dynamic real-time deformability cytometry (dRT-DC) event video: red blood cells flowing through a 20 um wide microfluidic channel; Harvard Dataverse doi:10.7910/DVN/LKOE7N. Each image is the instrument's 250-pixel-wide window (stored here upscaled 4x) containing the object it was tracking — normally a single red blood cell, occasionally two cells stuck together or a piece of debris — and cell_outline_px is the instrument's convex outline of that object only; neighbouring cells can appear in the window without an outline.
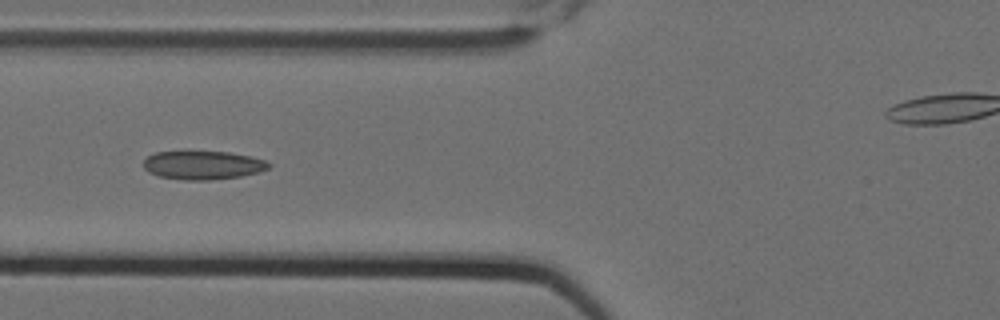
{"species": "Egyptian fruit bat (a non-hibernating species)", "species_latin": "Rousettus aegyptiacus", "temperature_condition": "cold", "stored_images_in_passage": 8, "camera_frame_rate_fps": 3000, "um_per_image_px": 0.085, "animal": {"sex": "female"}, "frame": {"image": 1, "passage_image": 7, "time_ms": 2.0, "image_size_px": [1000, 320], "cell_outline_px": [[272, 164], [268, 168], [260, 172], [240, 176], [208, 180], [184, 180], [160, 176], [148, 172], [144, 168], [144, 160], [148, 156], [156, 152], [228, 152], [252, 156], [264, 160]], "centroid_in_image_um": [17.27, 14.04], "position_along_channel_um": 108.5, "area_um2": 20.69}}
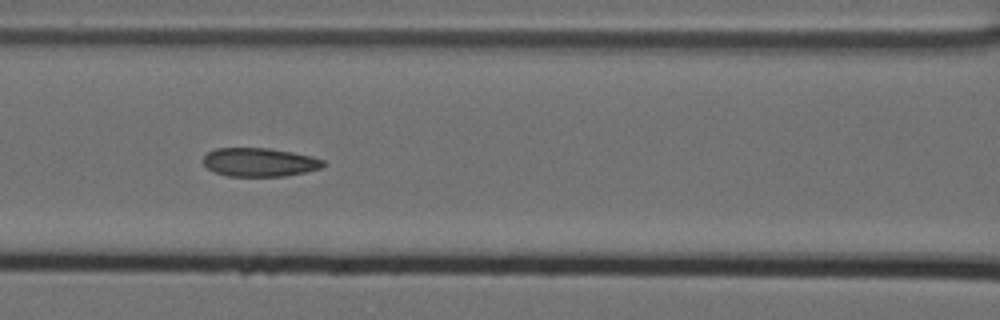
{"frame": {"image": 2, "passage_image": 8, "time_ms": 2.333, "image_size_px": [1000, 320], "cell_outline_px": [[324, 164], [320, 168], [304, 172], [284, 176], [228, 176], [216, 172], [208, 168], [204, 164], [204, 156], [208, 152], [216, 148], [268, 148], [292, 152], [312, 156], [324, 160]], "centroid_in_image_um": [22.06, 13.78], "position_along_channel_um": 144.5, "area_um2": 19.83}}